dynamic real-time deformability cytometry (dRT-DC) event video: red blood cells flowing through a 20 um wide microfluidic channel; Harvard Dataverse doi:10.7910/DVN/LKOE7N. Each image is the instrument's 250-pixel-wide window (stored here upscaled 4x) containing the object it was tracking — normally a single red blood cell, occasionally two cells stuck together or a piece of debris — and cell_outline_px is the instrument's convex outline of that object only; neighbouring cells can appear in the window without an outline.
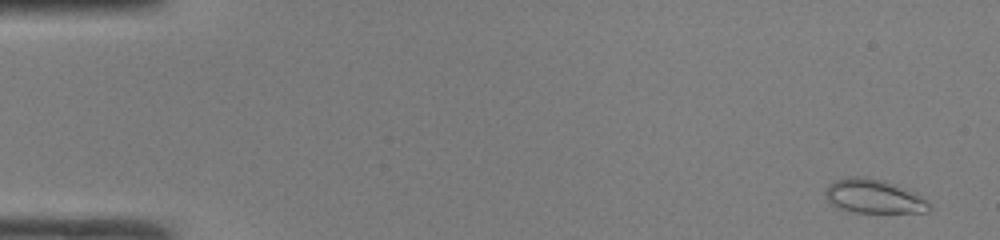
{"species": "common noctule bat (a hibernating species)", "species_latin": "Nyctalus noctula", "temperature_condition": "room temperature", "stored_images_in_passage": 49, "camera_frame_rate_fps": 3000, "um_per_image_px": 0.085, "animal": {"sex": "male", "body_mass_g": 19.0, "forearm_length_mm": 50.8}, "frame": {"image": 1, "passage_image": 3, "time_ms": 0.667, "image_size_px": [1000, 240], "cell_outline_px": [[932, 208], [928, 212], [852, 212], [828, 204], [824, 196], [824, 188], [828, 184], [836, 180], [848, 176], [864, 176], [884, 180], [896, 184], [916, 192]], "centroid_in_image_um": [74.2, 16.67], "position_along_channel_um": 10.8, "area_um2": 20.87}}
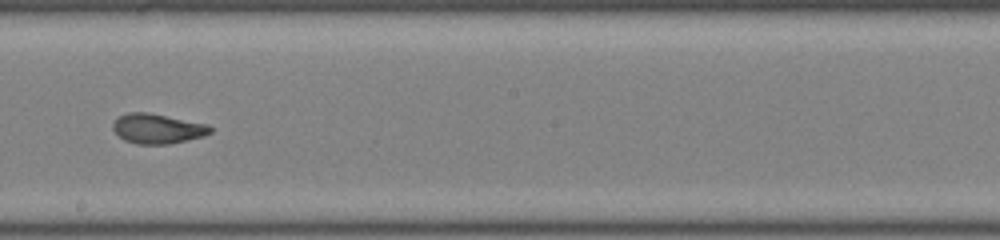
{"frame": {"image": 2, "passage_image": 29, "time_ms": 9.333, "image_size_px": [1000, 240], "cell_outline_px": [[212, 132], [204, 136], [168, 144], [136, 144], [124, 140], [112, 128], [112, 124], [120, 116], [128, 112], [148, 112], [208, 124], [212, 128]], "centroid_in_image_um": [13.4, 10.93], "position_along_channel_um": 234.8, "area_um2": 16.88}}
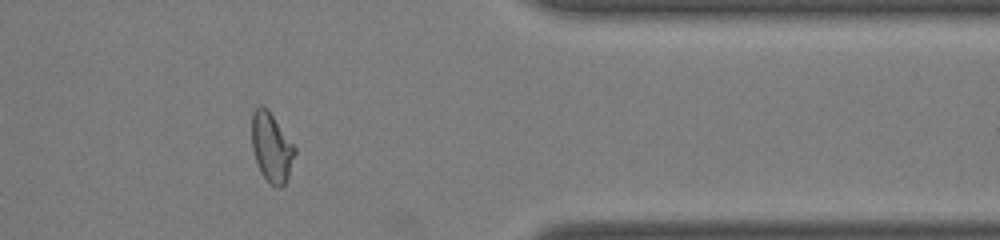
{"frame": {"image": 3, "passage_image": 41, "time_ms": 13.333, "image_size_px": [1000, 240], "cell_outline_px": [[296, 152], [288, 176], [284, 184], [280, 188], [276, 188], [260, 172], [252, 148], [252, 112], [260, 104], [268, 108], [296, 148]], "centroid_in_image_um": [23.08, 12.49], "position_along_channel_um": 388.3, "area_um2": 17.28}, "authors_computed_cell_mechanics": {"area_um2": 18.207, "velocity_mm_per_s": 4.2313, "shape_relaxation_time_tau1_ms": null, "shape_relaxation_time_tau2_ms": 1.4831, "deformation_change_tau1": null, "deformation_change_tau2": 0.0781}}